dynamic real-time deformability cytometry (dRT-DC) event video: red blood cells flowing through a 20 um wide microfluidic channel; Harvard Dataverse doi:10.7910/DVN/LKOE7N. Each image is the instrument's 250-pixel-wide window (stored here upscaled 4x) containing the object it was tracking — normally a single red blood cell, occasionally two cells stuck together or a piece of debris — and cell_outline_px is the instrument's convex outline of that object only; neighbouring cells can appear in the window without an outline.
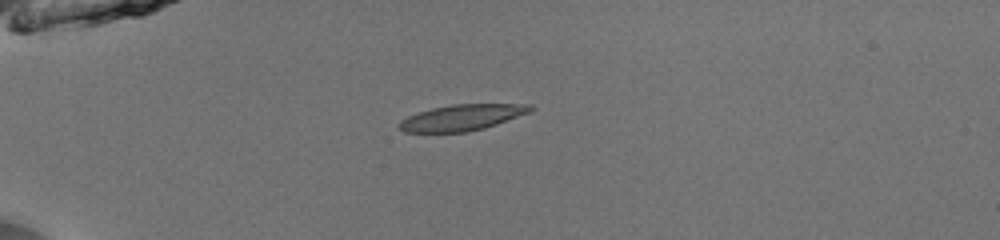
{"species": "common noctule bat (a hibernating species)", "species_latin": "Nyctalus noctula", "temperature_condition": "room temperature", "stored_images_in_passage": 37, "camera_frame_rate_fps": 3000, "um_per_image_px": 0.085, "animal": {"sex": "male", "body_mass_g": 13.0, "forearm_length_mm": 53.1}, "frame": {"image": 1, "passage_image": 1, "time_ms": 0.0, "image_size_px": [1000, 240], "cell_outline_px": [[536, 108], [528, 112], [496, 124], [484, 128], [468, 132], [404, 132], [400, 128], [400, 120], [408, 116], [432, 108], [452, 104], [532, 104]], "centroid_in_image_um": [39.28, 9.98], "position_along_channel_um": 45.7, "area_um2": 19.65}}
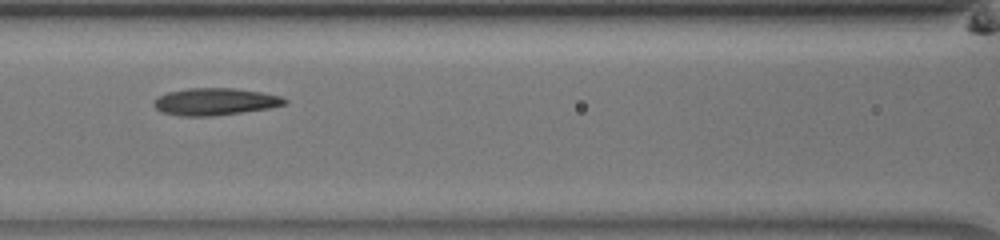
{"frame": {"image": 2, "passage_image": 11, "time_ms": 3.333, "image_size_px": [1000, 240], "cell_outline_px": [[288, 100], [284, 104], [268, 108], [212, 116], [180, 116], [160, 112], [152, 104], [160, 96], [168, 92], [188, 88], [232, 88], [260, 92], [280, 96]], "centroid_in_image_um": [18.24, 8.64], "position_along_channel_um": 148.4, "area_um2": 20.4}}
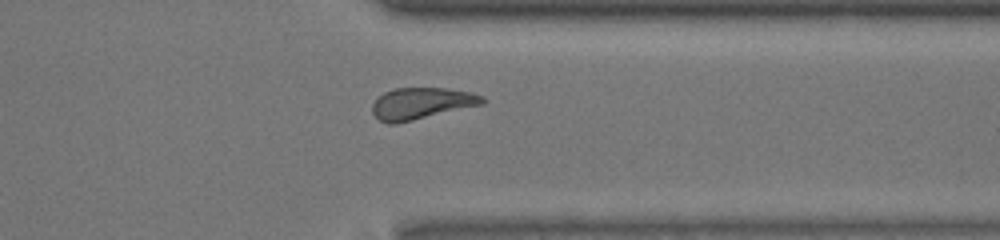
{"frame": {"image": 3, "passage_image": 28, "time_ms": 9.0, "image_size_px": [1000, 240], "cell_outline_px": [[488, 100], [484, 104], [396, 124], [388, 124], [380, 120], [372, 112], [372, 104], [384, 92], [396, 88], [444, 88], [472, 92], [484, 96]], "centroid_in_image_um": [35.87, 8.79], "position_along_channel_um": 375.5, "area_um2": 20.35}, "authors_computed_cell_mechanics": {"area_um2": 20.519, "velocity_mm_per_s": 4.0069, "shape_relaxation_time_tau1_ms": 7.2727, "shape_relaxation_time_tau2_ms": 2.7414, "deformation_change_tau1": 0.1761, "deformation_change_tau2": 0.1044}}